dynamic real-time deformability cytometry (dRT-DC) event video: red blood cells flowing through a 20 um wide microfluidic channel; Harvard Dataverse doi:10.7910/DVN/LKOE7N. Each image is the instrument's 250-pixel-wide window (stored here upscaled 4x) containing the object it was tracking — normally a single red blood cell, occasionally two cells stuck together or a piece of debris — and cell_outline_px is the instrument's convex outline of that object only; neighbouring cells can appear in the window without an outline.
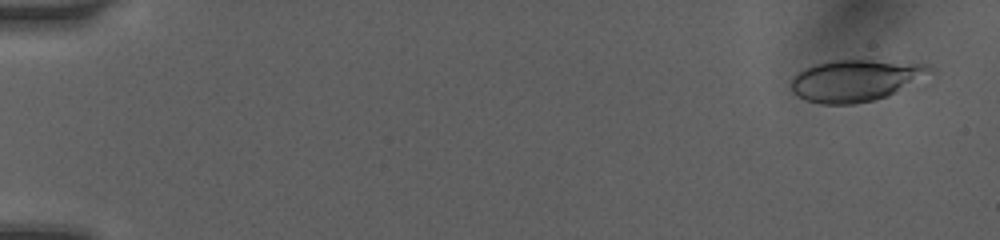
{"species": "human", "species_latin": "Homo sapiens", "temperature_condition": "room temperature", "stored_images_in_passage": 38, "camera_frame_rate_fps": 3000, "um_per_image_px": 0.085, "donor": {"sex": "female"}, "frame": {"image": 1, "passage_image": 1, "time_ms": 0.0, "image_size_px": [1000, 240], "cell_outline_px": [[932, 72], [896, 92], [888, 96], [872, 100], [852, 104], [820, 104], [808, 100], [792, 92], [792, 80], [796, 72], [804, 68], [828, 60], [868, 60], [928, 64], [932, 68]], "centroid_in_image_um": [72.69, 6.83], "position_along_channel_um": 12.3, "area_um2": 33.35}}
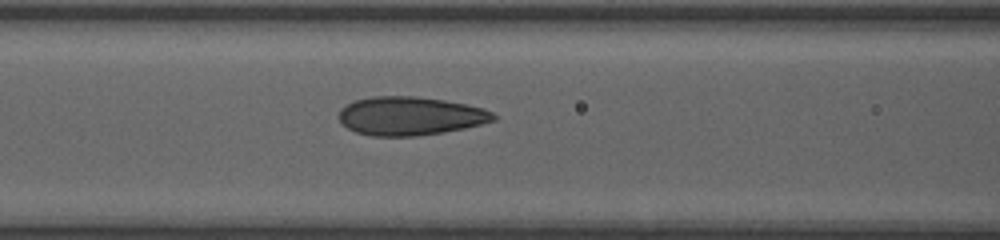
{"frame": {"image": 2, "passage_image": 17, "time_ms": 6.667, "image_size_px": [1000, 240], "cell_outline_px": [[496, 120], [464, 128], [444, 132], [416, 136], [372, 136], [356, 132], [348, 128], [340, 120], [340, 108], [356, 100], [372, 96], [416, 96], [444, 100], [484, 108], [492, 112], [496, 116]], "centroid_in_image_um": [34.88, 9.86], "position_along_channel_um": 131.7, "area_um2": 34.56}}
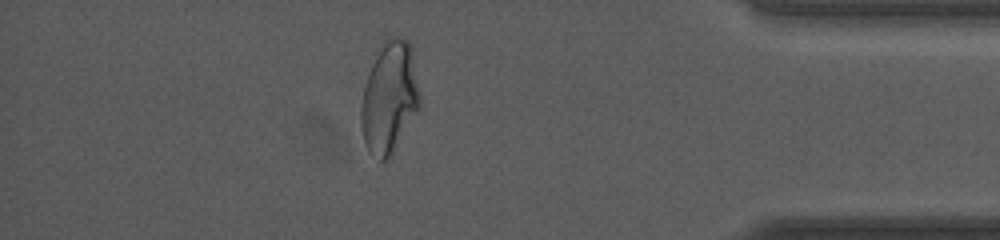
{"frame": {"image": 3, "passage_image": 34, "time_ms": 14.0, "image_size_px": [1000, 240], "cell_outline_px": [[420, 108], [388, 156], [384, 160], [380, 160], [368, 152], [364, 144], [360, 128], [360, 108], [364, 88], [376, 48], [388, 36], [396, 36], [408, 40], [412, 52], [420, 92]], "centroid_in_image_um": [33.07, 8.23], "position_along_channel_um": 402.1, "area_um2": 38.21}, "authors_computed_cell_mechanics": {"area_um2": 33.9575, "velocity_mm_per_s": 4.1261, "shape_relaxation_time_tau1_ms": 8.4567, "shape_relaxation_time_tau2_ms": 0.8607, "deformation_change_tau1": 0.2281, "deformation_change_tau2": 0.0626}}